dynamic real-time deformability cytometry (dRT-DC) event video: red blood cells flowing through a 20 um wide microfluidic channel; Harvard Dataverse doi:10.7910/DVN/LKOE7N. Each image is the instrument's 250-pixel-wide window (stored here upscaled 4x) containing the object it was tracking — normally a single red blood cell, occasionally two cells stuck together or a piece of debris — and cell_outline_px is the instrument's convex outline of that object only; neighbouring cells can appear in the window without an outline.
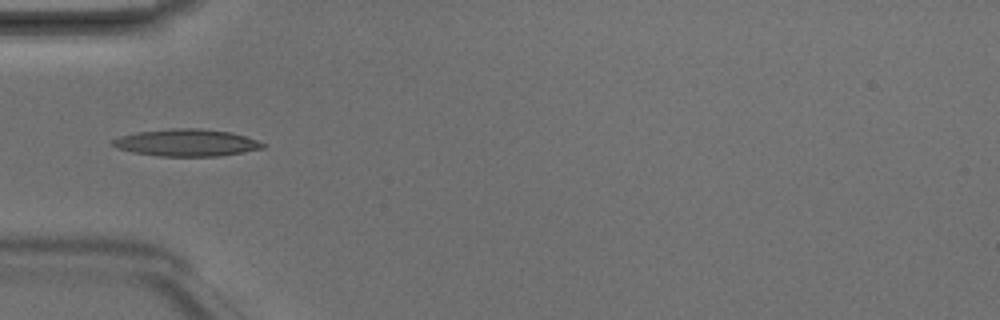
{"species": "Egyptian fruit bat (a non-hibernating species)", "species_latin": "Rousettus aegyptiacus", "temperature_condition": "room temperature", "stored_images_in_passage": 5, "camera_frame_rate_fps": 3000, "um_per_image_px": 0.085, "animal": {"sex": "male"}, "frame": {"image": 1, "passage_image": 5, "time_ms": 1.333, "image_size_px": [1000, 320], "cell_outline_px": [[268, 144], [264, 148], [220, 156], [160, 156], [132, 152], [116, 148], [112, 144], [112, 140], [120, 136], [136, 132], [172, 128], [200, 128], [228, 132], [244, 136]], "centroid_in_image_um": [15.84, 12.13], "position_along_channel_um": 69.2, "area_um2": 23.64}}